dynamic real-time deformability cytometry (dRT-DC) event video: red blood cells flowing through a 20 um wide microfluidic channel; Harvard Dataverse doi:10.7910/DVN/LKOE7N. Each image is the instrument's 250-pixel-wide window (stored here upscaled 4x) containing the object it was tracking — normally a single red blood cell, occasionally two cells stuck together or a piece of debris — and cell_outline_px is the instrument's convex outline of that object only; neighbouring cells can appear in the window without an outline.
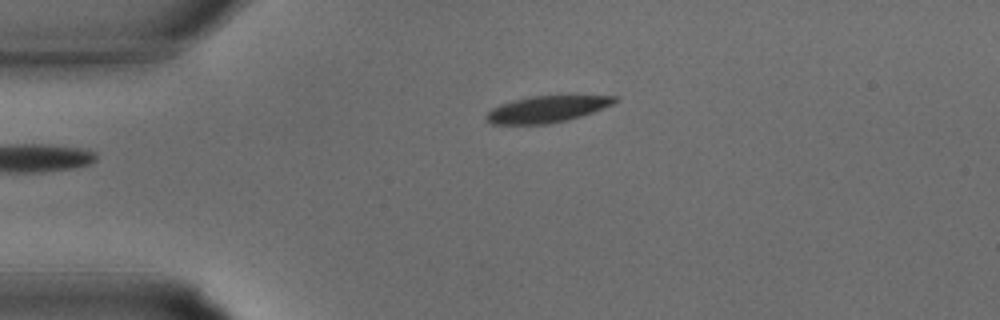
{"species": "common noctule bat (a hibernating species)", "species_latin": "Nyctalus noctula", "temperature_condition": "warm", "stored_images_in_passage": 24, "camera_frame_rate_fps": 3000, "um_per_image_px": 0.085, "animal": {"sex": "male", "body_mass_g": 15.6}, "frame": {"image": 1, "passage_image": 1, "time_ms": 0.0, "image_size_px": [1000, 320], "cell_outline_px": [[620, 100], [612, 104], [592, 112], [568, 120], [548, 124], [488, 124], [484, 120], [484, 116], [492, 108], [500, 104], [512, 100], [532, 96], [616, 96]], "centroid_in_image_um": [46.42, 9.29], "position_along_channel_um": 38.6, "area_um2": 19.83}}
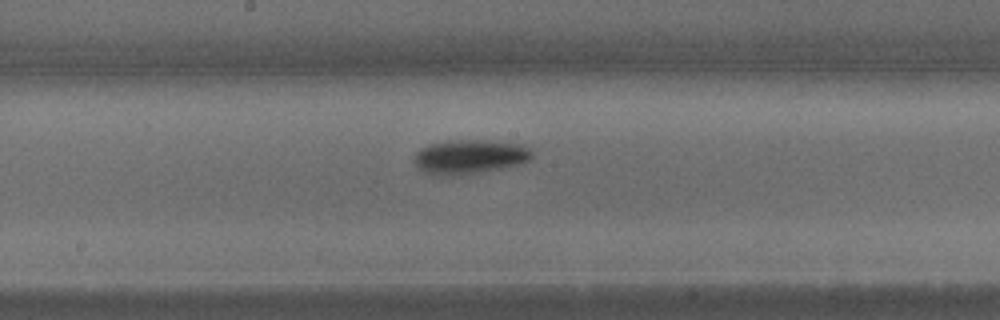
{"frame": {"image": 2, "passage_image": 11, "time_ms": 3.333, "image_size_px": [1000, 320], "cell_outline_px": [[532, 160], [520, 164], [460, 176], [436, 176], [424, 172], [416, 168], [412, 160], [416, 152], [420, 148], [428, 144], [452, 140], [484, 140], [524, 144], [532, 148]], "centroid_in_image_um": [39.9, 13.33], "position_along_channel_um": 208.3, "area_um2": 24.16}}
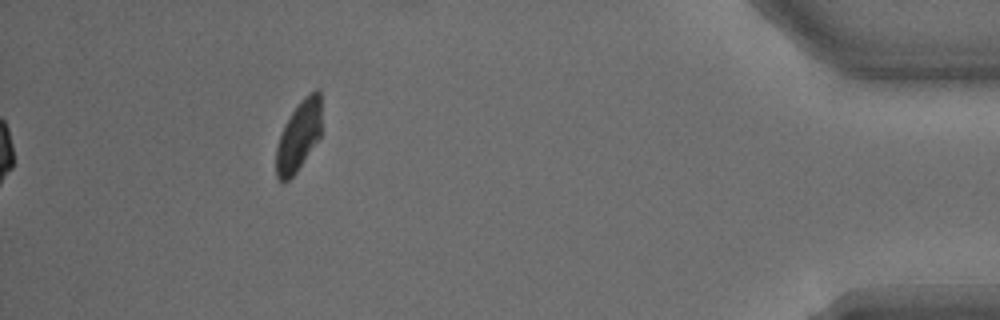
{"frame": {"image": 3, "passage_image": 24, "time_ms": 7.667, "image_size_px": [1000, 320], "cell_outline_px": [[320, 136], [296, 172], [284, 184], [276, 176], [276, 148], [284, 124], [300, 100], [304, 96], [316, 88], [320, 88]], "centroid_in_image_um": [25.37, 11.54], "position_along_channel_um": 409.8, "area_um2": 18.38}}